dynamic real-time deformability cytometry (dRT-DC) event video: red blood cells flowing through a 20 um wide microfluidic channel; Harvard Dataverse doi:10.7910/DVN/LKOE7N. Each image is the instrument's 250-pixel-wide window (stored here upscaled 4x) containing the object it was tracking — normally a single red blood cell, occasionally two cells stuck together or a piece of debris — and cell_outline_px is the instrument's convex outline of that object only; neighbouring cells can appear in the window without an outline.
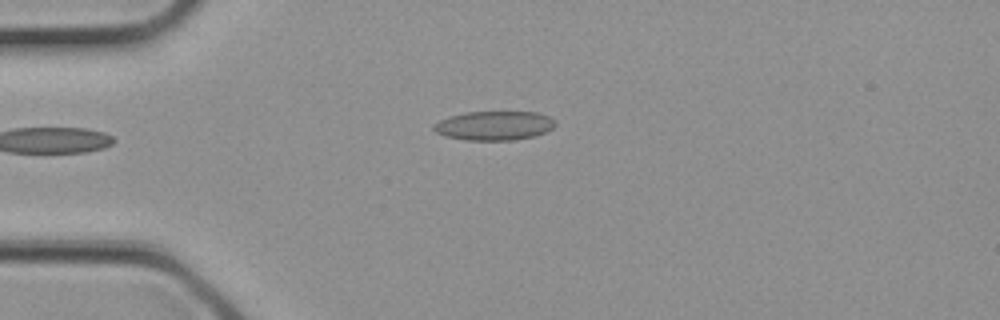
{"species": "common noctule bat (a hibernating species)", "species_latin": "Nyctalus noctula", "temperature_condition": "cold", "stored_images_in_passage": 1, "camera_frame_rate_fps": 3000, "um_per_image_px": 0.085, "animal": {"sex": "female", "body_mass_g": 21.9}, "frame": {"image": 1, "passage_image": 1, "time_ms": 0.0, "image_size_px": [1000, 320], "cell_outline_px": [[556, 124], [552, 128], [536, 136], [512, 140], [464, 140], [444, 136], [436, 132], [432, 128], [432, 124], [448, 116], [464, 112], [540, 112], [556, 120]], "centroid_in_image_um": [41.99, 10.67], "position_along_channel_um": 43.0, "area_um2": 20.87}}